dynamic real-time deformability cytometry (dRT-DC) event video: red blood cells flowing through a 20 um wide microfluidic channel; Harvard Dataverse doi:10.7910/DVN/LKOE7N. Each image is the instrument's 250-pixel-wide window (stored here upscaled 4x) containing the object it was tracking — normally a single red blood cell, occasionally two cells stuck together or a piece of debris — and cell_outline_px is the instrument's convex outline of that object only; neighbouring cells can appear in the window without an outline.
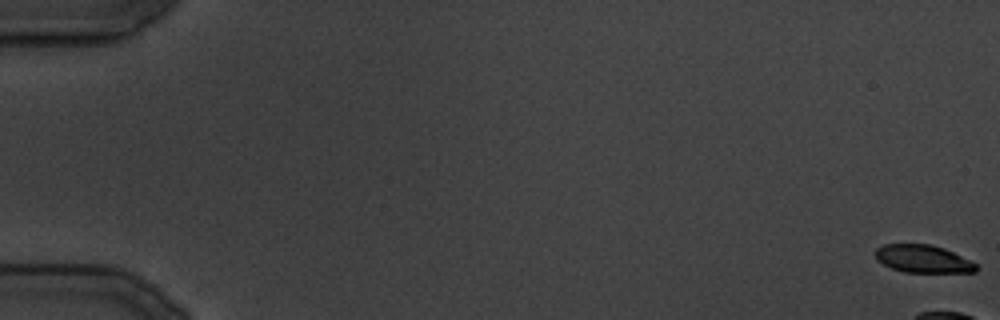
{"species": "common noctule bat (a hibernating species)", "species_latin": "Nyctalus noctula", "temperature_condition": "cold", "stored_images_in_passage": 7, "camera_frame_rate_fps": 3000, "um_per_image_px": 0.085, "animal": {"sex": "male", "body_mass_g": 19.5, "forearm_length_mm": 54.6}, "frame": {"image": 1, "passage_image": 1, "time_ms": 0.0, "image_size_px": [1000, 320], "cell_outline_px": [[976, 272], [904, 272], [892, 268], [876, 260], [876, 248], [884, 244], [932, 244], [944, 248], [976, 264]], "centroid_in_image_um": [78.41, 21.99], "position_along_channel_um": 6.6, "area_um2": 16.07}}